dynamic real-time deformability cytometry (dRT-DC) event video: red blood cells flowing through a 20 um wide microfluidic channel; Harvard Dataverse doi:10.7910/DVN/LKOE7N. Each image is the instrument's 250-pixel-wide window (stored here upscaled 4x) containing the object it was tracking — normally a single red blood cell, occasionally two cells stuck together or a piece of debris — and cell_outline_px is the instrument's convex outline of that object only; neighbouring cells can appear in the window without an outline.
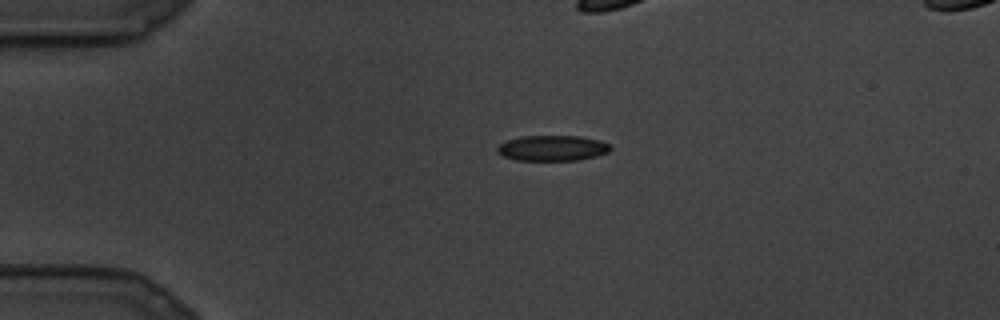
{"species": "common noctule bat (a hibernating species)", "species_latin": "Nyctalus noctula", "temperature_condition": "cold", "stored_images_in_passage": 12, "camera_frame_rate_fps": 3000, "um_per_image_px": 0.085, "animal": {"sex": "male", "body_mass_g": 19.5, "forearm_length_mm": 54.6}, "frame": {"image": 1, "passage_image": 6, "time_ms": 1.667, "image_size_px": [1000, 320], "cell_outline_px": [[612, 148], [608, 152], [596, 156], [576, 160], [516, 160], [504, 156], [496, 152], [496, 148], [500, 144], [508, 140], [520, 136], [580, 136], [600, 140], [608, 144]], "centroid_in_image_um": [46.94, 12.58], "position_along_channel_um": 38.1, "area_um2": 16.76}}